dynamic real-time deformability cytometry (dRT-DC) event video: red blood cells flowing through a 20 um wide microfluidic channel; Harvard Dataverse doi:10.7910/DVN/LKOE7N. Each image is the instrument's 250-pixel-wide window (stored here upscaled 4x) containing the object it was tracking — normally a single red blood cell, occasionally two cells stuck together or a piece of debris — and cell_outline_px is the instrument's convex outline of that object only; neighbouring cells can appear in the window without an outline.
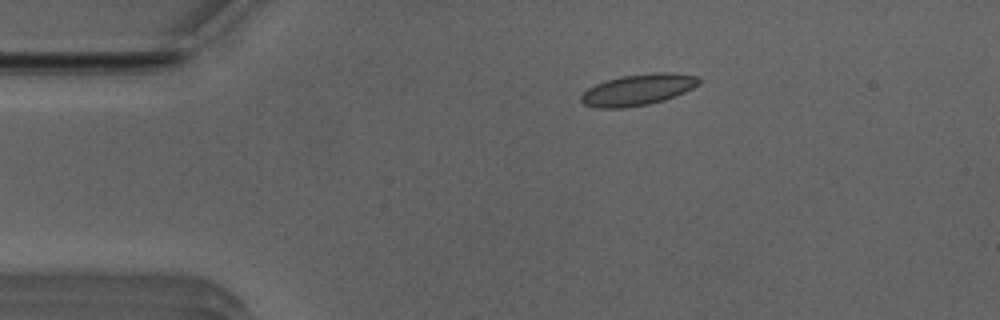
{"species": "Egyptian fruit bat (a non-hibernating species)", "species_latin": "Rousettus aegyptiacus", "temperature_condition": "room temperature", "stored_images_in_passage": 6, "camera_frame_rate_fps": 3000, "um_per_image_px": 0.085, "animal": {"sex": "male"}, "frame": {"image": 1, "passage_image": 2, "time_ms": 0.333, "image_size_px": [1000, 320], "cell_outline_px": [[700, 84], [684, 92], [664, 100], [648, 104], [624, 108], [596, 108], [584, 104], [580, 100], [580, 96], [588, 88], [596, 84], [620, 76], [648, 72], [676, 72], [700, 76]], "centroid_in_image_um": [54.25, 7.61], "position_along_channel_um": 30.7, "area_um2": 21.68}}